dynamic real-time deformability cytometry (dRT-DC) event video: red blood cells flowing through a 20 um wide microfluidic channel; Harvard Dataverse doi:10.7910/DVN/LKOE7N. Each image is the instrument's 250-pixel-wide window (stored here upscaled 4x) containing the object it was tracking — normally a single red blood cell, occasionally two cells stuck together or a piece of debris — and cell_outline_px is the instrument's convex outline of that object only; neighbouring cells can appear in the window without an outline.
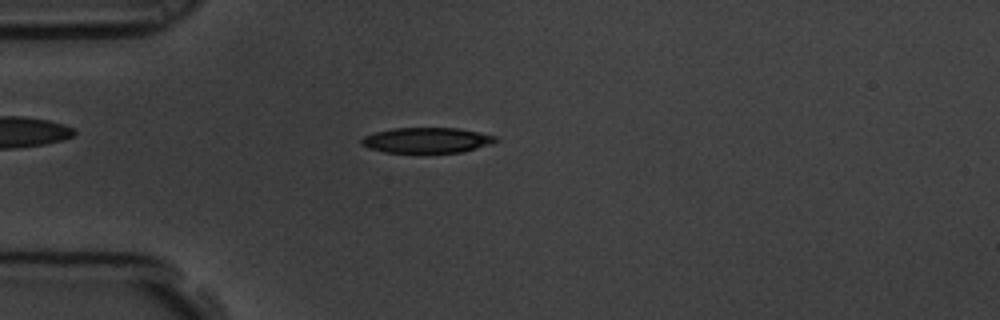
{"species": "common noctule bat (a hibernating species)", "species_latin": "Nyctalus noctula", "temperature_condition": "room temperature", "stored_images_in_passage": 58, "camera_frame_rate_fps": 3000, "um_per_image_px": 0.085, "animal": {"sex": "male", "body_mass_g": 19.5, "forearm_length_mm": 54.6}, "frame": {"image": 1, "passage_image": 15, "time_ms": 4.667, "image_size_px": [1000, 320], "cell_outline_px": [[500, 140], [492, 144], [460, 152], [384, 152], [368, 148], [360, 144], [360, 140], [364, 136], [376, 132], [392, 128], [456, 128], [496, 136]], "centroid_in_image_um": [36.26, 11.92], "position_along_channel_um": 48.7, "area_um2": 19.71}}
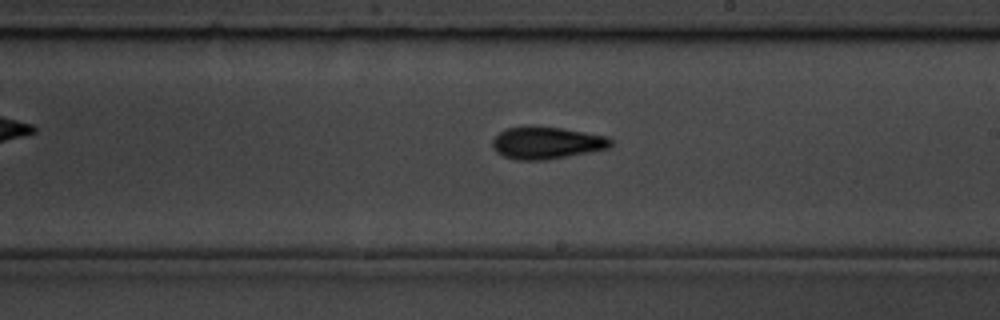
{"frame": {"image": 2, "passage_image": 33, "time_ms": 10.667, "image_size_px": [1000, 320], "cell_outline_px": [[612, 144], [608, 148], [588, 152], [544, 160], [516, 160], [504, 156], [496, 152], [492, 148], [492, 140], [500, 132], [508, 128], [524, 124], [536, 124], [564, 128], [608, 136], [612, 140]], "centroid_in_image_um": [46.43, 12.1], "position_along_channel_um": 242.6, "area_um2": 22.66}}
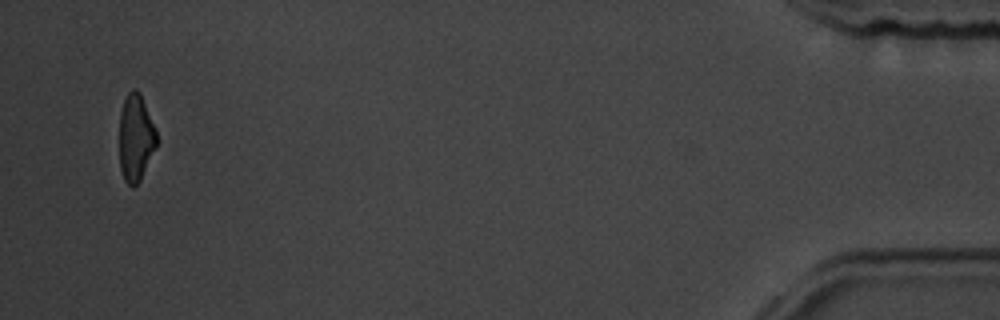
{"frame": {"image": 3, "passage_image": 56, "time_ms": 18.333, "image_size_px": [1000, 320], "cell_outline_px": [[156, 148], [140, 180], [132, 188], [124, 180], [120, 168], [120, 112], [124, 100], [128, 92], [132, 88], [136, 88], [140, 92], [156, 128]], "centroid_in_image_um": [11.54, 11.69], "position_along_channel_um": 423.7, "area_um2": 18.96}, "authors_computed_cell_mechanics": {"area_um2": 21.0103, "velocity_mm_per_s": 3.4631, "shape_relaxation_time_tau1_ms": 3.9218, "shape_relaxation_time_tau2_ms": 2.9819, "deformation_change_tau1": 0.1666, "deformation_change_tau2": 0.1054}}